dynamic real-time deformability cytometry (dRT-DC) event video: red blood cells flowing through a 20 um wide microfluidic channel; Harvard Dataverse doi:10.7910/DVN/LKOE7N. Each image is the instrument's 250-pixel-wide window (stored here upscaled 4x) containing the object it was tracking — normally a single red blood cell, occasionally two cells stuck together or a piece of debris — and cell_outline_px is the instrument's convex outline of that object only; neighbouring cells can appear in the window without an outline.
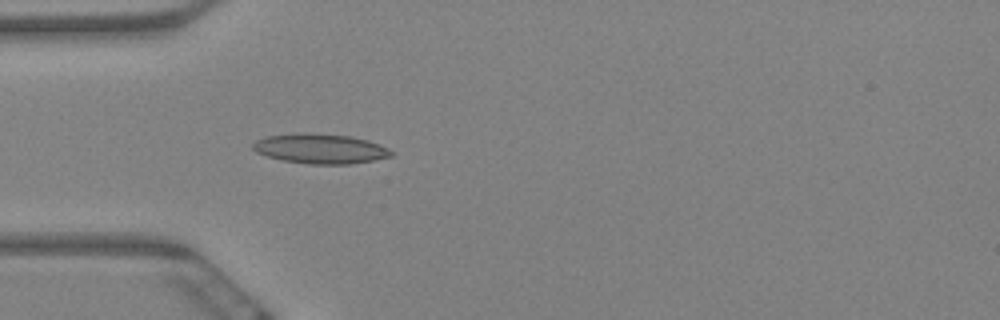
{"species": "Egyptian fruit bat (a non-hibernating species)", "species_latin": "Rousettus aegyptiacus", "temperature_condition": "warm", "stored_images_in_passage": 4, "camera_frame_rate_fps": 3000, "um_per_image_px": 0.085, "animal": {"sex": "female"}, "frame": {"image": 1, "passage_image": 4, "time_ms": 1.0, "image_size_px": [1000, 320], "cell_outline_px": [[392, 156], [372, 160], [348, 164], [308, 164], [284, 160], [268, 156], [256, 152], [252, 148], [252, 144], [256, 140], [268, 136], [348, 136], [368, 140], [392, 152]], "centroid_in_image_um": [27.23, 12.7], "position_along_channel_um": 57.8, "area_um2": 22.43}}